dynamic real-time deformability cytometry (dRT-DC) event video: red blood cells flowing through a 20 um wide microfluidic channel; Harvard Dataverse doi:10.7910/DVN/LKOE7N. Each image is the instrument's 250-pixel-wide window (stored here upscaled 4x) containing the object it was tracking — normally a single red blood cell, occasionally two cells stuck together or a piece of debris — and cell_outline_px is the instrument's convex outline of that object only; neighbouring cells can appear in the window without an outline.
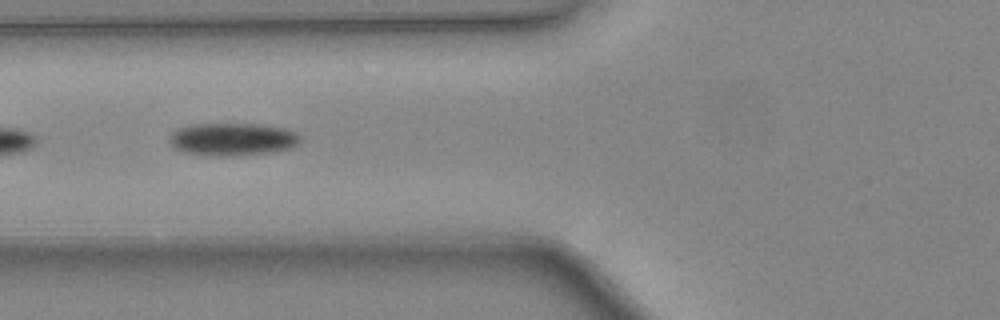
{"species": "common noctule bat (a hibernating species)", "species_latin": "Nyctalus noctula", "temperature_condition": "warm", "stored_images_in_passage": 24, "camera_frame_rate_fps": 3000, "um_per_image_px": 0.085, "animal": {"sex": "female", "body_mass_g": 24.6, "forearm_length_mm": 56.2}, "frame": {"image": 1, "passage_image": 21, "time_ms": 6.667, "image_size_px": [1000, 320], "cell_outline_px": [[300, 144], [292, 148], [276, 152], [236, 156], [204, 156], [184, 152], [176, 148], [172, 144], [172, 132], [180, 128], [196, 124], [256, 124], [284, 128], [296, 132], [300, 136]], "centroid_in_image_um": [19.85, 11.86], "position_along_channel_um": 106.0, "area_um2": 25.03}}